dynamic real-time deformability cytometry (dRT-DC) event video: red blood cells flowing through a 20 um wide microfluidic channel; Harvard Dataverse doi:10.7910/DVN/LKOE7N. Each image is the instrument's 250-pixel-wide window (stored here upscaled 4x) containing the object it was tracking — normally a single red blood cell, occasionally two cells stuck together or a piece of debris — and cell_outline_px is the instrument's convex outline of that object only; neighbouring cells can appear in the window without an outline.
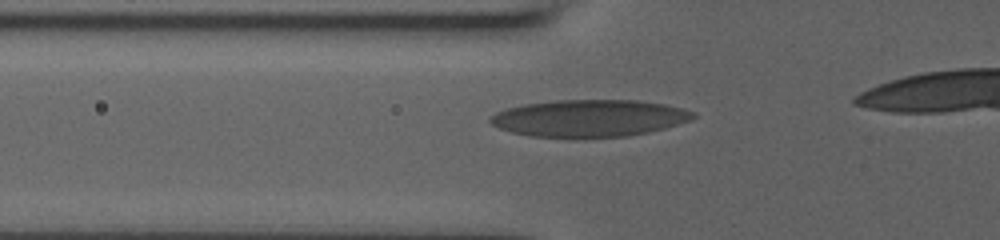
{"species": "human", "species_latin": "Homo sapiens", "temperature_condition": "room temperature", "stored_images_in_passage": 37, "camera_frame_rate_fps": 3000, "um_per_image_px": 0.085, "donor": {"sex": "male"}, "frame": {"image": 1, "passage_image": 8, "time_ms": 2.333, "image_size_px": [1000, 240], "cell_outline_px": [[696, 116], [692, 120], [664, 128], [648, 132], [628, 136], [528, 136], [512, 132], [500, 128], [492, 124], [488, 120], [496, 112], [508, 108], [524, 104], [556, 100], [640, 100], [664, 104], [684, 108], [696, 112]], "centroid_in_image_um": [50.14, 10.02], "position_along_channel_um": 75.7, "area_um2": 43.41}}
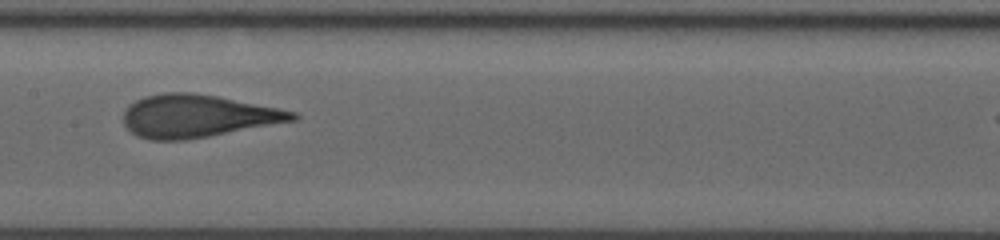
{"frame": {"image": 2, "passage_image": 17, "time_ms": 5.333, "image_size_px": [1000, 240], "cell_outline_px": [[300, 116], [296, 120], [208, 136], [184, 140], [148, 140], [136, 136], [124, 124], [124, 108], [128, 104], [144, 96], [164, 92], [192, 92], [216, 96], [296, 112]], "centroid_in_image_um": [16.72, 9.86], "position_along_channel_um": 190.7, "area_um2": 41.85}}
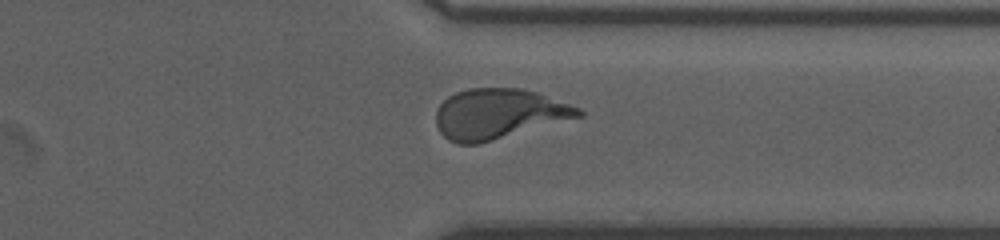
{"frame": {"image": 3, "passage_image": 31, "time_ms": 10.0, "image_size_px": [1000, 240], "cell_outline_px": [[584, 116], [492, 140], [476, 144], [456, 144], [448, 140], [440, 132], [436, 124], [436, 112], [440, 104], [448, 96], [456, 92], [468, 88], [520, 88], [536, 92], [580, 108], [584, 112]], "centroid_in_image_um": [42.37, 9.68], "position_along_channel_um": 369.0, "area_um2": 41.5}}